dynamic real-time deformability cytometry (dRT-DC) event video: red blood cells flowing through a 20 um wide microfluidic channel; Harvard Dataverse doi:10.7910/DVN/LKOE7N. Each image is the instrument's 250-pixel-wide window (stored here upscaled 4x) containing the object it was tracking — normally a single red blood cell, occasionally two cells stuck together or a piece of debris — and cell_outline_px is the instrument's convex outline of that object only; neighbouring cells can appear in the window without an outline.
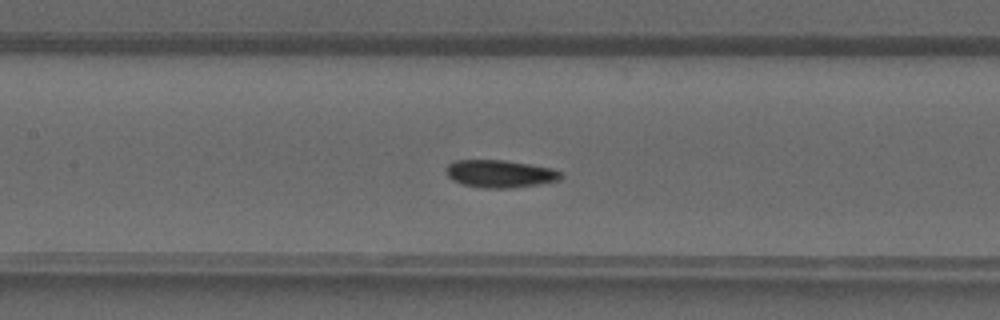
{"species": "common noctule bat (a hibernating species)", "species_latin": "Nyctalus noctula", "temperature_condition": "warm", "stored_images_in_passage": 39, "camera_frame_rate_fps": 3000, "um_per_image_px": 0.085, "animal": {"sex": "male", "forearm_length_mm": 52.5}, "frame": {"image": 1, "passage_image": 17, "time_ms": 5.333, "image_size_px": [1000, 320], "cell_outline_px": [[560, 176], [556, 180], [536, 184], [512, 188], [484, 188], [464, 184], [452, 180], [444, 172], [444, 168], [448, 164], [456, 160], [504, 160], [552, 168], [560, 172]], "centroid_in_image_um": [42.4, 14.76], "position_along_channel_um": 165.0, "area_um2": 18.21}}
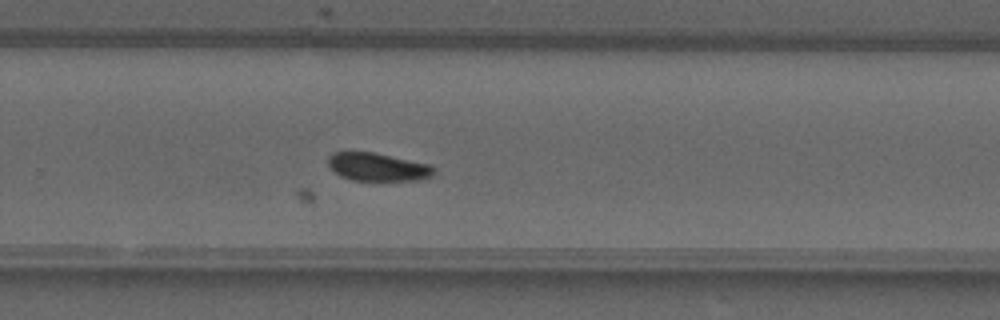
{"frame": {"image": 2, "passage_image": 25, "time_ms": 8.0, "image_size_px": [1000, 320], "cell_outline_px": [[436, 172], [432, 176], [420, 180], [352, 180], [340, 176], [328, 164], [328, 156], [332, 152], [372, 152], [428, 164]], "centroid_in_image_um": [32.08, 14.19], "position_along_channel_um": 297.7, "area_um2": 17.05}}
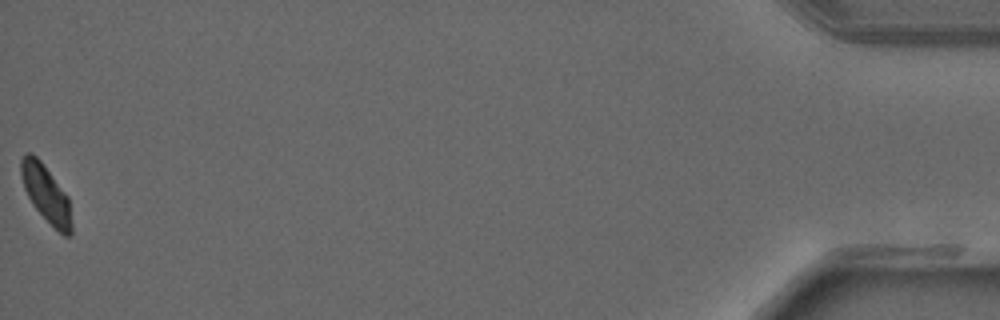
{"frame": {"image": 3, "passage_image": 39, "time_ms": 12.667, "image_size_px": [1000, 320], "cell_outline_px": [[72, 232], [68, 236], [64, 236], [32, 204], [24, 188], [20, 176], [20, 160], [28, 152], [32, 152], [40, 160], [68, 196], [72, 224]], "centroid_in_image_um": [3.9, 16.43], "position_along_channel_um": 431.3, "area_um2": 16.53}}